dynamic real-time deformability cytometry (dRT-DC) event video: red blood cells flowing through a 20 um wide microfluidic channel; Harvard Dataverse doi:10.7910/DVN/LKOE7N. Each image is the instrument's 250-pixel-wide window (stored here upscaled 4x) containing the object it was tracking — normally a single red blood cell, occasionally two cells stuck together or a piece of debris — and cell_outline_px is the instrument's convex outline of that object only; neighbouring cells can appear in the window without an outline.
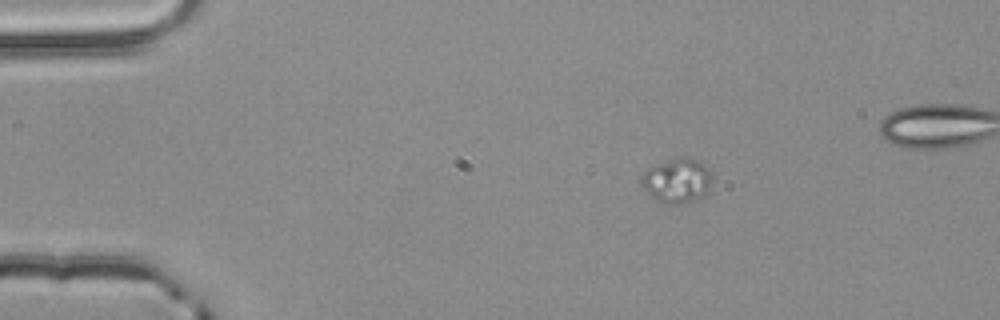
{"species": "common noctule bat (a hibernating species)", "species_latin": "Nyctalus noctula", "temperature_condition": "room temperature", "stored_images_in_passage": 3, "segment_of_instrument_passage": [1, 2], "camera_frame_rate_fps": 3000, "um_per_image_px": 0.085, "animal": {"sex": "male", "body_mass_g": 20.4}, "frame": {"image": 1, "passage_image": 1, "time_ms": 0.0, "image_size_px": [1000, 320], "cell_outline_px": [[712, 176], [708, 192], [704, 196], [676, 204], [664, 204], [656, 200], [640, 184], [640, 176], [648, 168], [656, 164], [676, 156], [692, 156], [700, 160], [708, 168]], "centroid_in_image_um": [57.55, 15.3], "position_along_channel_um": 27.4, "area_um2": 18.67}}